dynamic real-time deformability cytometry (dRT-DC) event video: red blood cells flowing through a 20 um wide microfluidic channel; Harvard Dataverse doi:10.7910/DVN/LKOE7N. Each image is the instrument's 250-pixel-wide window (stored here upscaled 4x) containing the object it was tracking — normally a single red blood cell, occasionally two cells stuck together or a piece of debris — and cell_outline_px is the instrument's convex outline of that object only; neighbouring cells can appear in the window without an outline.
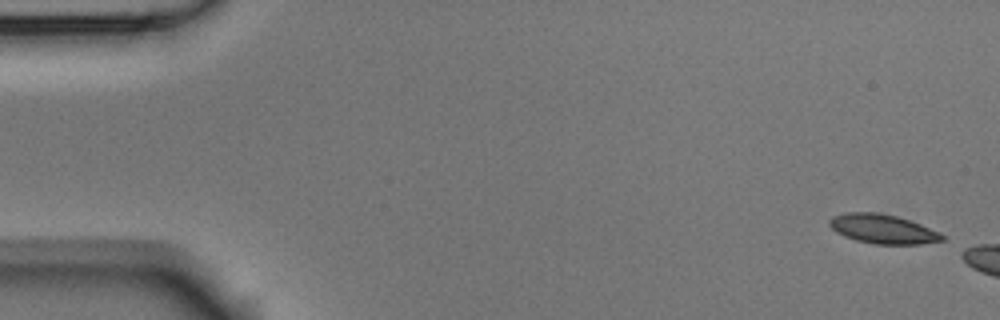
{"species": "Egyptian fruit bat (a non-hibernating species)", "species_latin": "Rousettus aegyptiacus", "temperature_condition": "room temperature", "stored_images_in_passage": 2, "segment_of_instrument_passage": [2, 2], "camera_frame_rate_fps": 3000, "um_per_image_px": 0.085, "animal": {"sex": "male"}, "frame": {"image": 1, "passage_image": 2, "time_ms": 0.333, "image_size_px": [1000, 320], "cell_outline_px": [[944, 240], [920, 244], [876, 244], [856, 240], [844, 236], [836, 232], [828, 224], [828, 220], [832, 216], [844, 212], [876, 212], [896, 216], [920, 224], [940, 232], [944, 236]], "centroid_in_image_um": [75.0, 19.45], "position_along_channel_um": 10.0, "area_um2": 19.19}}